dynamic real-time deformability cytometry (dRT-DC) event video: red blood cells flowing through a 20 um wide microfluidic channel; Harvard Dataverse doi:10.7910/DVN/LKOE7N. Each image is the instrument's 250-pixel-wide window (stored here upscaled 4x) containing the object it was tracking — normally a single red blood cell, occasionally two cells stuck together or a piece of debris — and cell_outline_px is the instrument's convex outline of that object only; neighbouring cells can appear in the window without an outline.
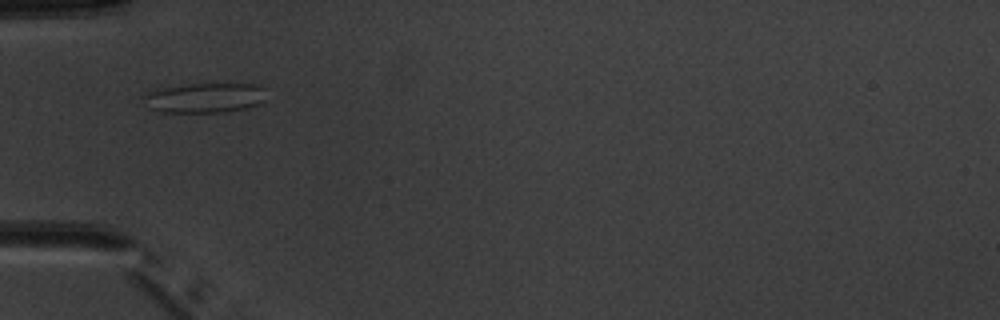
{"species": "common noctule bat (a hibernating species)", "species_latin": "Nyctalus noctula", "temperature_condition": "warm", "stored_images_in_passage": 3, "camera_frame_rate_fps": 3000, "um_per_image_px": 0.085, "animal": {"sex": "male", "body_mass_g": 20.1, "forearm_length_mm": 53.5}, "frame": {"image": 1, "passage_image": 1, "time_ms": 0.0, "image_size_px": [1000, 320], "cell_outline_px": [[264, 100], [256, 104], [244, 108], [220, 112], [160, 112], [148, 108], [140, 96], [156, 88], [192, 84], [252, 84], [264, 88]], "centroid_in_image_um": [17.29, 8.31], "position_along_channel_um": 67.7, "area_um2": 21.27}}
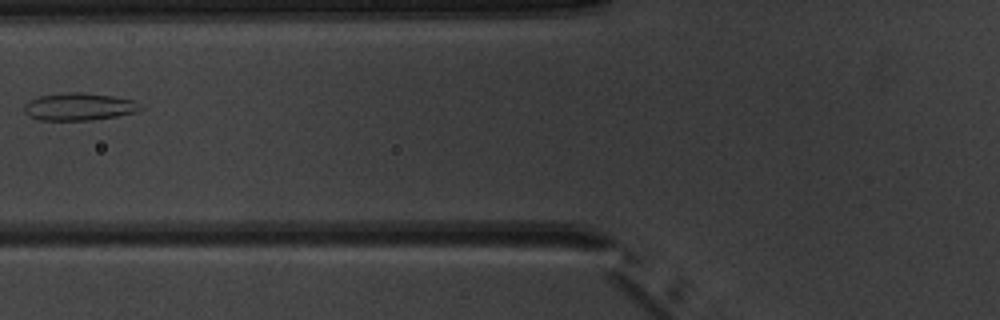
{"frame": {"image": 2, "passage_image": 2, "time_ms": 1.333, "image_size_px": [1000, 320], "cell_outline_px": [[144, 108], [136, 112], [116, 116], [92, 120], [40, 120], [28, 116], [24, 112], [24, 104], [28, 100], [40, 96], [72, 92], [76, 92], [112, 96], [136, 100]], "centroid_in_image_um": [6.72, 9.08], "position_along_channel_um": 119.1, "area_um2": 18.61}}
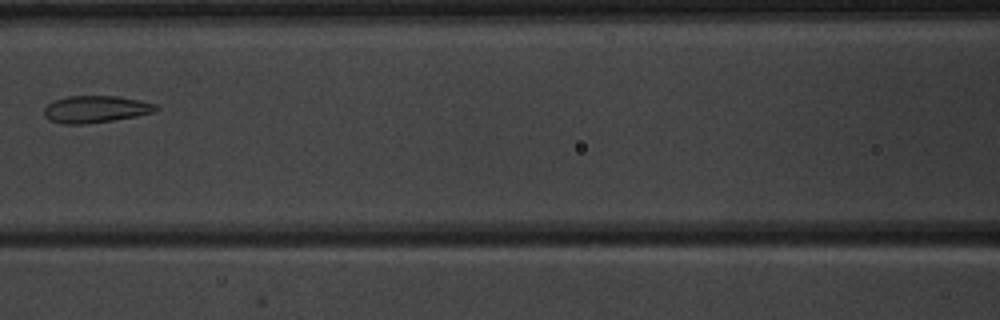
{"frame": {"image": 3, "passage_image": 3, "time_ms": 2.333, "image_size_px": [1000, 320], "cell_outline_px": [[160, 108], [156, 112], [136, 116], [112, 120], [84, 124], [64, 124], [48, 120], [44, 116], [44, 108], [48, 104], [56, 100], [68, 96], [120, 96], [140, 100], [156, 104]], "centroid_in_image_um": [8.15, 9.28], "position_along_channel_um": 158.4, "area_um2": 17.69}}